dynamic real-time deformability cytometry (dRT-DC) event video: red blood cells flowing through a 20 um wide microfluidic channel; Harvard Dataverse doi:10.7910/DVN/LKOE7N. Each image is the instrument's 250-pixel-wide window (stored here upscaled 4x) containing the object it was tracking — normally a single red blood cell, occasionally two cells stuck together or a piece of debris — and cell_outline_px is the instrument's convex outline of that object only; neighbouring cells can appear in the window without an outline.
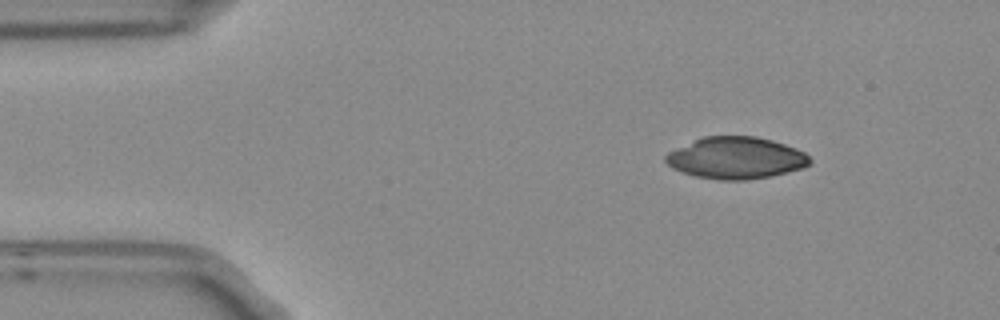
{"species": "Egyptian fruit bat (a non-hibernating species)", "species_latin": "Rousettus aegyptiacus", "temperature_condition": "room temperature", "stored_images_in_passage": 4, "camera_frame_rate_fps": 3000, "um_per_image_px": 0.085, "frame": {"image": 1, "passage_image": 2, "time_ms": 0.333, "image_size_px": [1000, 320], "cell_outline_px": [[812, 164], [804, 168], [788, 172], [768, 176], [744, 180], [716, 180], [696, 176], [680, 172], [672, 168], [664, 160], [664, 156], [668, 152], [704, 136], [756, 136], [772, 140], [796, 148], [804, 152], [812, 160]], "centroid_in_image_um": [62.57, 13.43], "position_along_channel_um": 22.4, "area_um2": 35.2}}